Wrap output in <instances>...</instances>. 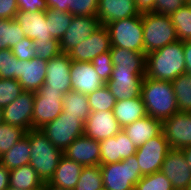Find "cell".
Wrapping results in <instances>:
<instances>
[{
  "instance_id": "cell-9",
  "label": "cell",
  "mask_w": 191,
  "mask_h": 190,
  "mask_svg": "<svg viewBox=\"0 0 191 190\" xmlns=\"http://www.w3.org/2000/svg\"><path fill=\"white\" fill-rule=\"evenodd\" d=\"M169 149L163 132L138 147L135 155L142 176L159 172Z\"/></svg>"
},
{
  "instance_id": "cell-57",
  "label": "cell",
  "mask_w": 191,
  "mask_h": 190,
  "mask_svg": "<svg viewBox=\"0 0 191 190\" xmlns=\"http://www.w3.org/2000/svg\"><path fill=\"white\" fill-rule=\"evenodd\" d=\"M187 190H191V182H190V184H189Z\"/></svg>"
},
{
  "instance_id": "cell-45",
  "label": "cell",
  "mask_w": 191,
  "mask_h": 190,
  "mask_svg": "<svg viewBox=\"0 0 191 190\" xmlns=\"http://www.w3.org/2000/svg\"><path fill=\"white\" fill-rule=\"evenodd\" d=\"M184 4H186L185 0H155L153 12L170 16Z\"/></svg>"
},
{
  "instance_id": "cell-29",
  "label": "cell",
  "mask_w": 191,
  "mask_h": 190,
  "mask_svg": "<svg viewBox=\"0 0 191 190\" xmlns=\"http://www.w3.org/2000/svg\"><path fill=\"white\" fill-rule=\"evenodd\" d=\"M31 148L29 139L24 136L9 151L1 156V164L9 170L30 164Z\"/></svg>"
},
{
  "instance_id": "cell-21",
  "label": "cell",
  "mask_w": 191,
  "mask_h": 190,
  "mask_svg": "<svg viewBox=\"0 0 191 190\" xmlns=\"http://www.w3.org/2000/svg\"><path fill=\"white\" fill-rule=\"evenodd\" d=\"M47 61L41 58L19 60L18 82L23 90L37 92L45 82Z\"/></svg>"
},
{
  "instance_id": "cell-3",
  "label": "cell",
  "mask_w": 191,
  "mask_h": 190,
  "mask_svg": "<svg viewBox=\"0 0 191 190\" xmlns=\"http://www.w3.org/2000/svg\"><path fill=\"white\" fill-rule=\"evenodd\" d=\"M25 136L29 139L31 148L30 165L43 183H49L63 152L54 146L39 129H32L26 132Z\"/></svg>"
},
{
  "instance_id": "cell-50",
  "label": "cell",
  "mask_w": 191,
  "mask_h": 190,
  "mask_svg": "<svg viewBox=\"0 0 191 190\" xmlns=\"http://www.w3.org/2000/svg\"><path fill=\"white\" fill-rule=\"evenodd\" d=\"M46 4L48 8L68 12V0H46Z\"/></svg>"
},
{
  "instance_id": "cell-44",
  "label": "cell",
  "mask_w": 191,
  "mask_h": 190,
  "mask_svg": "<svg viewBox=\"0 0 191 190\" xmlns=\"http://www.w3.org/2000/svg\"><path fill=\"white\" fill-rule=\"evenodd\" d=\"M13 55L22 61L31 60L35 57V46L33 40L25 37L11 48Z\"/></svg>"
},
{
  "instance_id": "cell-35",
  "label": "cell",
  "mask_w": 191,
  "mask_h": 190,
  "mask_svg": "<svg viewBox=\"0 0 191 190\" xmlns=\"http://www.w3.org/2000/svg\"><path fill=\"white\" fill-rule=\"evenodd\" d=\"M73 190H104L100 165L83 166L79 181Z\"/></svg>"
},
{
  "instance_id": "cell-42",
  "label": "cell",
  "mask_w": 191,
  "mask_h": 190,
  "mask_svg": "<svg viewBox=\"0 0 191 190\" xmlns=\"http://www.w3.org/2000/svg\"><path fill=\"white\" fill-rule=\"evenodd\" d=\"M99 0H68V12L73 16L96 17Z\"/></svg>"
},
{
  "instance_id": "cell-6",
  "label": "cell",
  "mask_w": 191,
  "mask_h": 190,
  "mask_svg": "<svg viewBox=\"0 0 191 190\" xmlns=\"http://www.w3.org/2000/svg\"><path fill=\"white\" fill-rule=\"evenodd\" d=\"M105 26L110 34L112 47L144 53L142 14L113 21Z\"/></svg>"
},
{
  "instance_id": "cell-36",
  "label": "cell",
  "mask_w": 191,
  "mask_h": 190,
  "mask_svg": "<svg viewBox=\"0 0 191 190\" xmlns=\"http://www.w3.org/2000/svg\"><path fill=\"white\" fill-rule=\"evenodd\" d=\"M87 98L91 112L113 111L116 104V99L106 84L92 93L87 94Z\"/></svg>"
},
{
  "instance_id": "cell-19",
  "label": "cell",
  "mask_w": 191,
  "mask_h": 190,
  "mask_svg": "<svg viewBox=\"0 0 191 190\" xmlns=\"http://www.w3.org/2000/svg\"><path fill=\"white\" fill-rule=\"evenodd\" d=\"M70 77L72 90L86 95L106 84L101 80L91 62L72 61Z\"/></svg>"
},
{
  "instance_id": "cell-22",
  "label": "cell",
  "mask_w": 191,
  "mask_h": 190,
  "mask_svg": "<svg viewBox=\"0 0 191 190\" xmlns=\"http://www.w3.org/2000/svg\"><path fill=\"white\" fill-rule=\"evenodd\" d=\"M139 14L135 0H99L96 18L106 25Z\"/></svg>"
},
{
  "instance_id": "cell-56",
  "label": "cell",
  "mask_w": 191,
  "mask_h": 190,
  "mask_svg": "<svg viewBox=\"0 0 191 190\" xmlns=\"http://www.w3.org/2000/svg\"><path fill=\"white\" fill-rule=\"evenodd\" d=\"M186 3L191 7V0H188Z\"/></svg>"
},
{
  "instance_id": "cell-47",
  "label": "cell",
  "mask_w": 191,
  "mask_h": 190,
  "mask_svg": "<svg viewBox=\"0 0 191 190\" xmlns=\"http://www.w3.org/2000/svg\"><path fill=\"white\" fill-rule=\"evenodd\" d=\"M17 12L16 0H0V19H15Z\"/></svg>"
},
{
  "instance_id": "cell-17",
  "label": "cell",
  "mask_w": 191,
  "mask_h": 190,
  "mask_svg": "<svg viewBox=\"0 0 191 190\" xmlns=\"http://www.w3.org/2000/svg\"><path fill=\"white\" fill-rule=\"evenodd\" d=\"M101 26L93 16H73L70 26L60 40L62 53H68L82 41L88 39Z\"/></svg>"
},
{
  "instance_id": "cell-33",
  "label": "cell",
  "mask_w": 191,
  "mask_h": 190,
  "mask_svg": "<svg viewBox=\"0 0 191 190\" xmlns=\"http://www.w3.org/2000/svg\"><path fill=\"white\" fill-rule=\"evenodd\" d=\"M45 17L49 23L51 36L60 41L70 26L73 15L69 12L48 8L45 12Z\"/></svg>"
},
{
  "instance_id": "cell-53",
  "label": "cell",
  "mask_w": 191,
  "mask_h": 190,
  "mask_svg": "<svg viewBox=\"0 0 191 190\" xmlns=\"http://www.w3.org/2000/svg\"><path fill=\"white\" fill-rule=\"evenodd\" d=\"M45 190H68V189L57 188V187L50 185L49 183H45Z\"/></svg>"
},
{
  "instance_id": "cell-18",
  "label": "cell",
  "mask_w": 191,
  "mask_h": 190,
  "mask_svg": "<svg viewBox=\"0 0 191 190\" xmlns=\"http://www.w3.org/2000/svg\"><path fill=\"white\" fill-rule=\"evenodd\" d=\"M121 130L113 111L91 112L84 123V135L97 141L113 137Z\"/></svg>"
},
{
  "instance_id": "cell-38",
  "label": "cell",
  "mask_w": 191,
  "mask_h": 190,
  "mask_svg": "<svg viewBox=\"0 0 191 190\" xmlns=\"http://www.w3.org/2000/svg\"><path fill=\"white\" fill-rule=\"evenodd\" d=\"M135 190H174L170 180L161 172L143 176L135 186Z\"/></svg>"
},
{
  "instance_id": "cell-28",
  "label": "cell",
  "mask_w": 191,
  "mask_h": 190,
  "mask_svg": "<svg viewBox=\"0 0 191 190\" xmlns=\"http://www.w3.org/2000/svg\"><path fill=\"white\" fill-rule=\"evenodd\" d=\"M44 186L30 164L10 170L9 187L18 190H35Z\"/></svg>"
},
{
  "instance_id": "cell-10",
  "label": "cell",
  "mask_w": 191,
  "mask_h": 190,
  "mask_svg": "<svg viewBox=\"0 0 191 190\" xmlns=\"http://www.w3.org/2000/svg\"><path fill=\"white\" fill-rule=\"evenodd\" d=\"M174 190H187L191 182V168L182 149L170 148L160 170Z\"/></svg>"
},
{
  "instance_id": "cell-32",
  "label": "cell",
  "mask_w": 191,
  "mask_h": 190,
  "mask_svg": "<svg viewBox=\"0 0 191 190\" xmlns=\"http://www.w3.org/2000/svg\"><path fill=\"white\" fill-rule=\"evenodd\" d=\"M25 37L15 19H0V50L11 49Z\"/></svg>"
},
{
  "instance_id": "cell-4",
  "label": "cell",
  "mask_w": 191,
  "mask_h": 190,
  "mask_svg": "<svg viewBox=\"0 0 191 190\" xmlns=\"http://www.w3.org/2000/svg\"><path fill=\"white\" fill-rule=\"evenodd\" d=\"M142 24L145 54L178 41L176 29L169 15L155 12L144 13Z\"/></svg>"
},
{
  "instance_id": "cell-34",
  "label": "cell",
  "mask_w": 191,
  "mask_h": 190,
  "mask_svg": "<svg viewBox=\"0 0 191 190\" xmlns=\"http://www.w3.org/2000/svg\"><path fill=\"white\" fill-rule=\"evenodd\" d=\"M179 41L191 40V7L186 3L170 15Z\"/></svg>"
},
{
  "instance_id": "cell-52",
  "label": "cell",
  "mask_w": 191,
  "mask_h": 190,
  "mask_svg": "<svg viewBox=\"0 0 191 190\" xmlns=\"http://www.w3.org/2000/svg\"><path fill=\"white\" fill-rule=\"evenodd\" d=\"M186 158V161L188 163V165L191 168V146L185 147L182 149Z\"/></svg>"
},
{
  "instance_id": "cell-24",
  "label": "cell",
  "mask_w": 191,
  "mask_h": 190,
  "mask_svg": "<svg viewBox=\"0 0 191 190\" xmlns=\"http://www.w3.org/2000/svg\"><path fill=\"white\" fill-rule=\"evenodd\" d=\"M127 137L136 146L143 145L149 139L162 132V121L146 115L135 122L122 128Z\"/></svg>"
},
{
  "instance_id": "cell-39",
  "label": "cell",
  "mask_w": 191,
  "mask_h": 190,
  "mask_svg": "<svg viewBox=\"0 0 191 190\" xmlns=\"http://www.w3.org/2000/svg\"><path fill=\"white\" fill-rule=\"evenodd\" d=\"M18 64L11 49L0 50V78L18 80Z\"/></svg>"
},
{
  "instance_id": "cell-30",
  "label": "cell",
  "mask_w": 191,
  "mask_h": 190,
  "mask_svg": "<svg viewBox=\"0 0 191 190\" xmlns=\"http://www.w3.org/2000/svg\"><path fill=\"white\" fill-rule=\"evenodd\" d=\"M63 112L65 115L77 116L84 123L91 113L86 94L76 91H69L63 96Z\"/></svg>"
},
{
  "instance_id": "cell-14",
  "label": "cell",
  "mask_w": 191,
  "mask_h": 190,
  "mask_svg": "<svg viewBox=\"0 0 191 190\" xmlns=\"http://www.w3.org/2000/svg\"><path fill=\"white\" fill-rule=\"evenodd\" d=\"M34 92L23 91L12 103L3 108V123L32 130Z\"/></svg>"
},
{
  "instance_id": "cell-11",
  "label": "cell",
  "mask_w": 191,
  "mask_h": 190,
  "mask_svg": "<svg viewBox=\"0 0 191 190\" xmlns=\"http://www.w3.org/2000/svg\"><path fill=\"white\" fill-rule=\"evenodd\" d=\"M110 34L105 25H101L92 35L71 49L67 54L72 61L91 62L96 56L110 51Z\"/></svg>"
},
{
  "instance_id": "cell-54",
  "label": "cell",
  "mask_w": 191,
  "mask_h": 190,
  "mask_svg": "<svg viewBox=\"0 0 191 190\" xmlns=\"http://www.w3.org/2000/svg\"><path fill=\"white\" fill-rule=\"evenodd\" d=\"M6 190H18V189H15V188H12V187H8ZM35 190H45V183H44V186H42L40 188H37Z\"/></svg>"
},
{
  "instance_id": "cell-13",
  "label": "cell",
  "mask_w": 191,
  "mask_h": 190,
  "mask_svg": "<svg viewBox=\"0 0 191 190\" xmlns=\"http://www.w3.org/2000/svg\"><path fill=\"white\" fill-rule=\"evenodd\" d=\"M162 132L170 148L191 146V113L177 112L165 119L162 121Z\"/></svg>"
},
{
  "instance_id": "cell-5",
  "label": "cell",
  "mask_w": 191,
  "mask_h": 190,
  "mask_svg": "<svg viewBox=\"0 0 191 190\" xmlns=\"http://www.w3.org/2000/svg\"><path fill=\"white\" fill-rule=\"evenodd\" d=\"M104 190H135L143 177L136 155L111 164H100Z\"/></svg>"
},
{
  "instance_id": "cell-2",
  "label": "cell",
  "mask_w": 191,
  "mask_h": 190,
  "mask_svg": "<svg viewBox=\"0 0 191 190\" xmlns=\"http://www.w3.org/2000/svg\"><path fill=\"white\" fill-rule=\"evenodd\" d=\"M141 97L147 115L164 121L179 112L171 81L154 80L144 77Z\"/></svg>"
},
{
  "instance_id": "cell-15",
  "label": "cell",
  "mask_w": 191,
  "mask_h": 190,
  "mask_svg": "<svg viewBox=\"0 0 191 190\" xmlns=\"http://www.w3.org/2000/svg\"><path fill=\"white\" fill-rule=\"evenodd\" d=\"M71 64L72 60L67 53H61L48 60L45 82L40 89H54L63 94L71 91Z\"/></svg>"
},
{
  "instance_id": "cell-49",
  "label": "cell",
  "mask_w": 191,
  "mask_h": 190,
  "mask_svg": "<svg viewBox=\"0 0 191 190\" xmlns=\"http://www.w3.org/2000/svg\"><path fill=\"white\" fill-rule=\"evenodd\" d=\"M10 170L0 164V190H6L9 187Z\"/></svg>"
},
{
  "instance_id": "cell-8",
  "label": "cell",
  "mask_w": 191,
  "mask_h": 190,
  "mask_svg": "<svg viewBox=\"0 0 191 190\" xmlns=\"http://www.w3.org/2000/svg\"><path fill=\"white\" fill-rule=\"evenodd\" d=\"M64 94L54 89H39L34 93L32 129H41L63 111Z\"/></svg>"
},
{
  "instance_id": "cell-43",
  "label": "cell",
  "mask_w": 191,
  "mask_h": 190,
  "mask_svg": "<svg viewBox=\"0 0 191 190\" xmlns=\"http://www.w3.org/2000/svg\"><path fill=\"white\" fill-rule=\"evenodd\" d=\"M91 63L97 74L100 76L101 80L107 83L110 80L113 70V63L110 56V51L96 56L91 61Z\"/></svg>"
},
{
  "instance_id": "cell-40",
  "label": "cell",
  "mask_w": 191,
  "mask_h": 190,
  "mask_svg": "<svg viewBox=\"0 0 191 190\" xmlns=\"http://www.w3.org/2000/svg\"><path fill=\"white\" fill-rule=\"evenodd\" d=\"M18 80L0 78V107L4 108L23 92Z\"/></svg>"
},
{
  "instance_id": "cell-25",
  "label": "cell",
  "mask_w": 191,
  "mask_h": 190,
  "mask_svg": "<svg viewBox=\"0 0 191 190\" xmlns=\"http://www.w3.org/2000/svg\"><path fill=\"white\" fill-rule=\"evenodd\" d=\"M82 168L81 164L62 155L49 184L57 188L73 190L79 181Z\"/></svg>"
},
{
  "instance_id": "cell-23",
  "label": "cell",
  "mask_w": 191,
  "mask_h": 190,
  "mask_svg": "<svg viewBox=\"0 0 191 190\" xmlns=\"http://www.w3.org/2000/svg\"><path fill=\"white\" fill-rule=\"evenodd\" d=\"M24 35L33 41H48L55 39L50 34L49 23L46 21L45 12L30 13L27 11H18L15 16Z\"/></svg>"
},
{
  "instance_id": "cell-41",
  "label": "cell",
  "mask_w": 191,
  "mask_h": 190,
  "mask_svg": "<svg viewBox=\"0 0 191 190\" xmlns=\"http://www.w3.org/2000/svg\"><path fill=\"white\" fill-rule=\"evenodd\" d=\"M35 46V57L48 61L62 53L60 41L48 39V41H33Z\"/></svg>"
},
{
  "instance_id": "cell-55",
  "label": "cell",
  "mask_w": 191,
  "mask_h": 190,
  "mask_svg": "<svg viewBox=\"0 0 191 190\" xmlns=\"http://www.w3.org/2000/svg\"><path fill=\"white\" fill-rule=\"evenodd\" d=\"M3 123V108L0 107V124Z\"/></svg>"
},
{
  "instance_id": "cell-1",
  "label": "cell",
  "mask_w": 191,
  "mask_h": 190,
  "mask_svg": "<svg viewBox=\"0 0 191 190\" xmlns=\"http://www.w3.org/2000/svg\"><path fill=\"white\" fill-rule=\"evenodd\" d=\"M184 73L186 66L183 41L178 40L146 54V77L172 81Z\"/></svg>"
},
{
  "instance_id": "cell-16",
  "label": "cell",
  "mask_w": 191,
  "mask_h": 190,
  "mask_svg": "<svg viewBox=\"0 0 191 190\" xmlns=\"http://www.w3.org/2000/svg\"><path fill=\"white\" fill-rule=\"evenodd\" d=\"M100 164H111L135 155L136 146L123 130L115 136L99 141Z\"/></svg>"
},
{
  "instance_id": "cell-20",
  "label": "cell",
  "mask_w": 191,
  "mask_h": 190,
  "mask_svg": "<svg viewBox=\"0 0 191 190\" xmlns=\"http://www.w3.org/2000/svg\"><path fill=\"white\" fill-rule=\"evenodd\" d=\"M63 155L82 166L100 165L99 141L81 135L63 151Z\"/></svg>"
},
{
  "instance_id": "cell-46",
  "label": "cell",
  "mask_w": 191,
  "mask_h": 190,
  "mask_svg": "<svg viewBox=\"0 0 191 190\" xmlns=\"http://www.w3.org/2000/svg\"><path fill=\"white\" fill-rule=\"evenodd\" d=\"M18 11H27L35 13L38 11L46 12L48 10L46 0H16Z\"/></svg>"
},
{
  "instance_id": "cell-27",
  "label": "cell",
  "mask_w": 191,
  "mask_h": 190,
  "mask_svg": "<svg viewBox=\"0 0 191 190\" xmlns=\"http://www.w3.org/2000/svg\"><path fill=\"white\" fill-rule=\"evenodd\" d=\"M113 113L122 128L147 115L141 96L116 101Z\"/></svg>"
},
{
  "instance_id": "cell-31",
  "label": "cell",
  "mask_w": 191,
  "mask_h": 190,
  "mask_svg": "<svg viewBox=\"0 0 191 190\" xmlns=\"http://www.w3.org/2000/svg\"><path fill=\"white\" fill-rule=\"evenodd\" d=\"M171 84L179 112L191 113V74H181Z\"/></svg>"
},
{
  "instance_id": "cell-7",
  "label": "cell",
  "mask_w": 191,
  "mask_h": 190,
  "mask_svg": "<svg viewBox=\"0 0 191 190\" xmlns=\"http://www.w3.org/2000/svg\"><path fill=\"white\" fill-rule=\"evenodd\" d=\"M62 152L79 136L84 135V122L77 116L61 114L39 129Z\"/></svg>"
},
{
  "instance_id": "cell-37",
  "label": "cell",
  "mask_w": 191,
  "mask_h": 190,
  "mask_svg": "<svg viewBox=\"0 0 191 190\" xmlns=\"http://www.w3.org/2000/svg\"><path fill=\"white\" fill-rule=\"evenodd\" d=\"M26 135V131L10 124H0V157Z\"/></svg>"
},
{
  "instance_id": "cell-48",
  "label": "cell",
  "mask_w": 191,
  "mask_h": 190,
  "mask_svg": "<svg viewBox=\"0 0 191 190\" xmlns=\"http://www.w3.org/2000/svg\"><path fill=\"white\" fill-rule=\"evenodd\" d=\"M136 8L140 14L154 11L155 0H135Z\"/></svg>"
},
{
  "instance_id": "cell-26",
  "label": "cell",
  "mask_w": 191,
  "mask_h": 190,
  "mask_svg": "<svg viewBox=\"0 0 191 190\" xmlns=\"http://www.w3.org/2000/svg\"><path fill=\"white\" fill-rule=\"evenodd\" d=\"M113 70L146 72V54L121 47H111Z\"/></svg>"
},
{
  "instance_id": "cell-12",
  "label": "cell",
  "mask_w": 191,
  "mask_h": 190,
  "mask_svg": "<svg viewBox=\"0 0 191 190\" xmlns=\"http://www.w3.org/2000/svg\"><path fill=\"white\" fill-rule=\"evenodd\" d=\"M146 72H130L112 70L110 80L106 86L116 101L141 96V86Z\"/></svg>"
},
{
  "instance_id": "cell-51",
  "label": "cell",
  "mask_w": 191,
  "mask_h": 190,
  "mask_svg": "<svg viewBox=\"0 0 191 190\" xmlns=\"http://www.w3.org/2000/svg\"><path fill=\"white\" fill-rule=\"evenodd\" d=\"M186 73L191 74V40L184 41Z\"/></svg>"
}]
</instances>
